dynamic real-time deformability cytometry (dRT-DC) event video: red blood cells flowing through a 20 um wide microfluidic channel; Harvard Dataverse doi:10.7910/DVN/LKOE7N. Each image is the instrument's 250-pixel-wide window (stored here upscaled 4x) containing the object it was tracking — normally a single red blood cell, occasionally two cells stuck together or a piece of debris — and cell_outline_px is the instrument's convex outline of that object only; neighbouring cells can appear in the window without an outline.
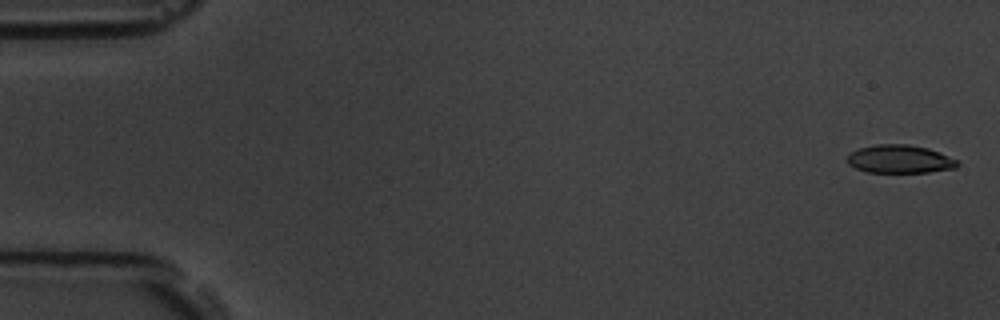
{"species": "common noctule bat (a hibernating species)", "species_latin": "Nyctalus noctula", "temperature_condition": "room temperature", "stored_images_in_passage": 10, "camera_frame_rate_fps": 3000, "um_per_image_px": 0.085, "animal": {"sex": "male", "body_mass_g": 19.5, "forearm_length_mm": 54.6}, "frame": {"image": 1, "passage_image": 1, "time_ms": 0.0, "image_size_px": [1000, 320], "cell_outline_px": [[960, 164], [956, 168], [928, 172], [868, 172], [856, 168], [848, 164], [848, 156], [852, 152], [860, 148], [876, 144], [908, 144], [928, 148], [948, 156], [956, 160]], "centroid_in_image_um": [76.49, 13.52], "position_along_channel_um": 8.5, "area_um2": 17.92}}
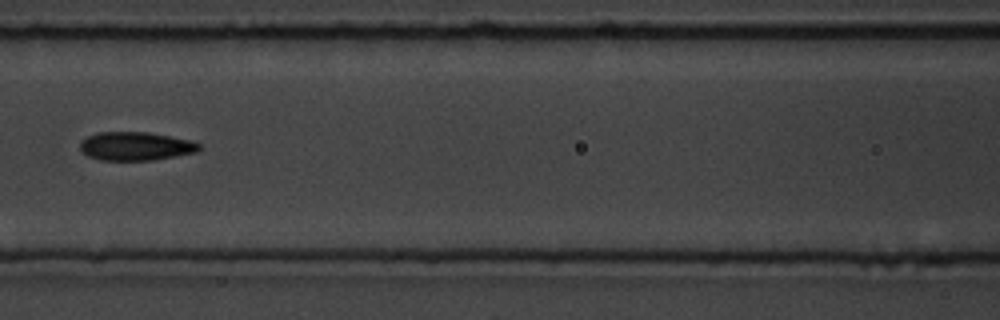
{"frame": {"image": 2, "passage_image": 7, "time_ms": 8.0, "image_size_px": [1000, 320], "cell_outline_px": [[200, 148], [196, 152], [176, 156], [152, 160], [100, 160], [88, 156], [80, 148], [80, 140], [96, 132], [148, 132], [192, 140], [200, 144]], "centroid_in_image_um": [11.52, 12.42], "position_along_channel_um": 155.1, "area_um2": 19.83}}
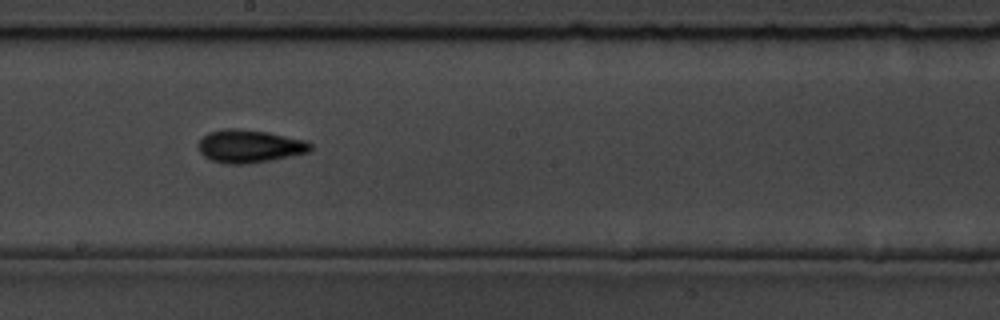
{"frame": {"image": 3, "passage_image": 9, "time_ms": 10.0, "image_size_px": [1000, 320], "cell_outline_px": [[312, 148], [308, 152], [248, 164], [224, 164], [212, 160], [204, 156], [200, 152], [196, 144], [208, 132], [224, 128], [240, 128], [268, 132], [308, 140], [312, 144]], "centroid_in_image_um": [21.19, 12.41], "position_along_channel_um": 227.0, "area_um2": 21.68}}